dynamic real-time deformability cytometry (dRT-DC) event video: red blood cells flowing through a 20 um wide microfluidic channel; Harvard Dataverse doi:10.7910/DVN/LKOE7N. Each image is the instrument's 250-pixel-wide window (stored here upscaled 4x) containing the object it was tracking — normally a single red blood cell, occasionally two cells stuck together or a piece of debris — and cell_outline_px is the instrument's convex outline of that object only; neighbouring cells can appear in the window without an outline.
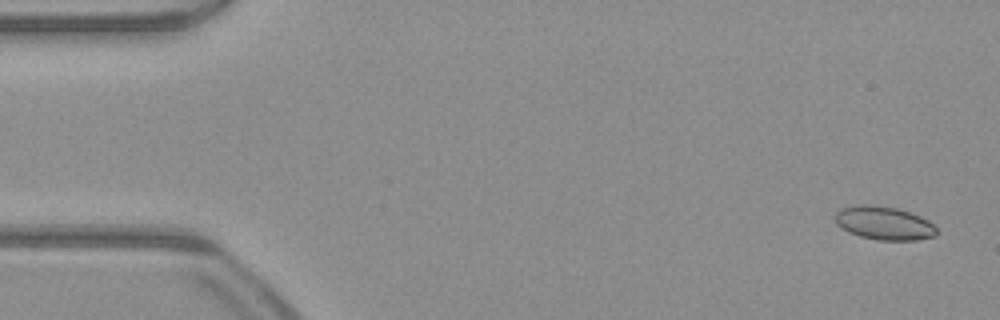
{"species": "common noctule bat (a hibernating species)", "species_latin": "Nyctalus noctula", "temperature_condition": "warm", "stored_images_in_passage": 51, "camera_frame_rate_fps": 3000, "um_per_image_px": 0.085, "animal": {"sex": "male", "body_mass_g": 23.1, "forearm_length_mm": 52.7}, "frame": {"image": 1, "passage_image": 2, "time_ms": 0.333, "image_size_px": [1000, 320], "cell_outline_px": [[936, 236], [916, 240], [880, 240], [860, 236], [848, 232], [836, 224], [836, 212], [840, 208], [864, 204], [896, 208], [920, 216], [928, 220], [936, 228]], "centroid_in_image_um": [75.14, 18.97], "position_along_channel_um": 9.9, "area_um2": 19.54}}
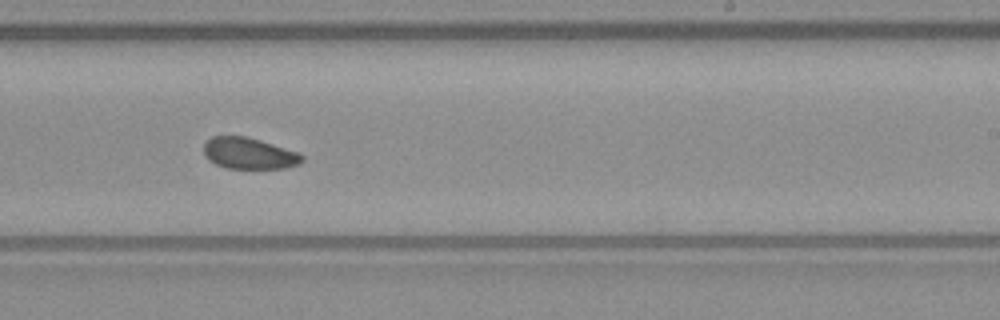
{"frame": {"image": 2, "passage_image": 31, "time_ms": 10.0, "image_size_px": [1000, 320], "cell_outline_px": [[304, 160], [300, 164], [284, 168], [228, 168], [216, 164], [208, 160], [204, 156], [204, 144], [212, 136], [248, 136], [300, 152], [304, 156]], "centroid_in_image_um": [21.2, 13.03], "position_along_channel_um": 267.8, "area_um2": 18.15}}
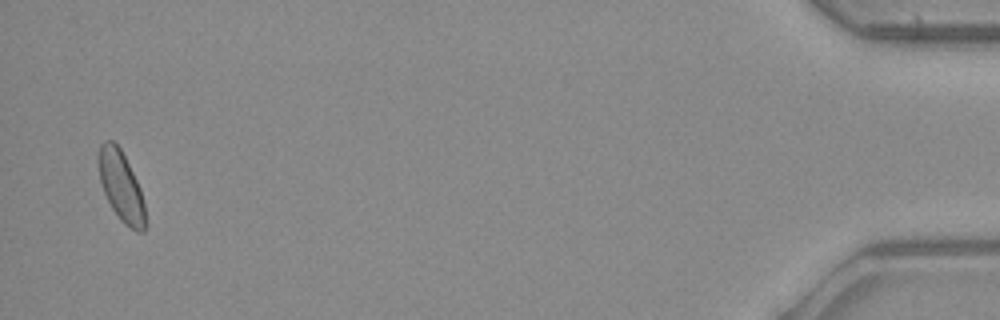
{"frame": {"image": 3, "passage_image": 50, "time_ms": 16.333, "image_size_px": [1000, 320], "cell_outline_px": [[148, 224], [144, 232], [136, 232], [124, 224], [120, 220], [112, 208], [104, 192], [100, 180], [96, 156], [96, 152], [100, 144], [104, 140], [112, 140], [120, 148], [140, 188], [144, 204]], "centroid_in_image_um": [10.29, 15.85], "position_along_channel_um": 424.9, "area_um2": 19.42}, "authors_computed_cell_mechanics": {"area_um2": 18.9006, "velocity_mm_per_s": 4.0112, "shape_relaxation_time_tau1_ms": null, "shape_relaxation_time_tau2_ms": 7.5556, "deformation_change_tau1": null, "deformation_change_tau2": 0.093}}